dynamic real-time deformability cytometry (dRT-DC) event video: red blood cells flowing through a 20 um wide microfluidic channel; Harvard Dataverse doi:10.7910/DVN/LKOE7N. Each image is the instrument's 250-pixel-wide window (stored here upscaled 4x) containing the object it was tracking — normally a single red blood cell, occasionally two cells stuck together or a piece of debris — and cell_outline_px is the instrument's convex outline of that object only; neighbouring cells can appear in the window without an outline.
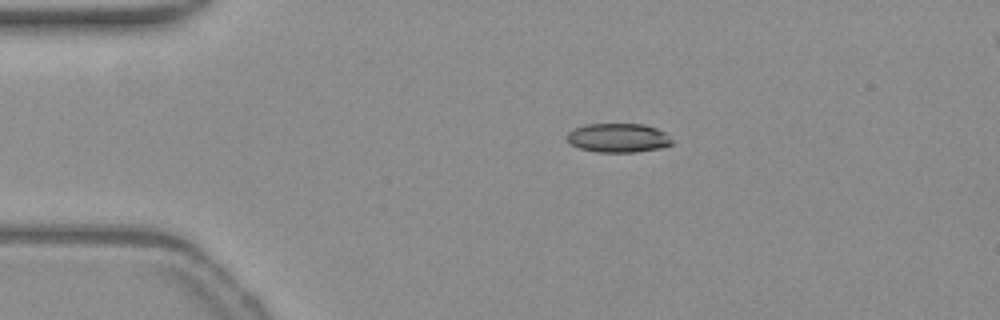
{"species": "common noctule bat (a hibernating species)", "species_latin": "Nyctalus noctula", "temperature_condition": "warm", "stored_images_in_passage": 44, "camera_frame_rate_fps": 3000, "um_per_image_px": 0.085, "animal": {"sex": "female", "body_mass_g": 19.3, "forearm_length_mm": 54.1}, "frame": {"image": 1, "passage_image": 1, "time_ms": 0.0, "image_size_px": [1000, 320], "cell_outline_px": [[672, 144], [660, 148], [636, 152], [600, 152], [580, 148], [572, 144], [568, 140], [568, 132], [576, 128], [588, 124], [644, 124], [656, 128], [664, 132], [672, 140]], "centroid_in_image_um": [52.58, 11.72], "position_along_channel_um": 32.4, "area_um2": 17.51}}
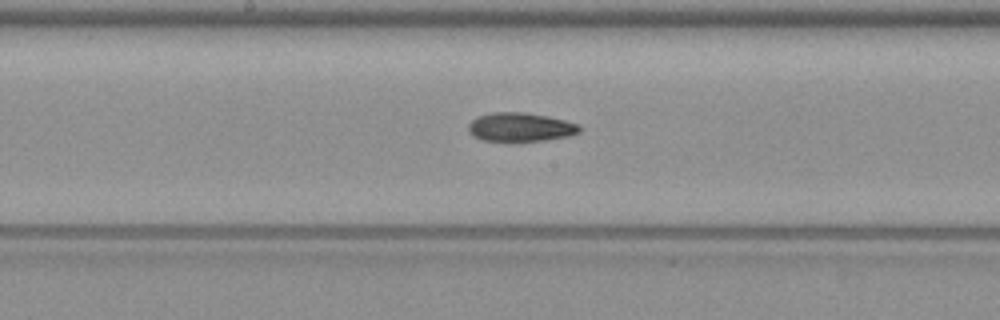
{"frame": {"image": 2, "passage_image": 18, "time_ms": 5.667, "image_size_px": [1000, 320], "cell_outline_px": [[580, 132], [568, 136], [544, 140], [512, 144], [508, 144], [484, 140], [472, 136], [468, 128], [468, 124], [476, 116], [492, 112], [524, 112], [548, 116], [564, 120], [576, 124], [580, 128]], "centroid_in_image_um": [44.17, 10.84], "position_along_channel_um": 204.0, "area_um2": 19.31}}
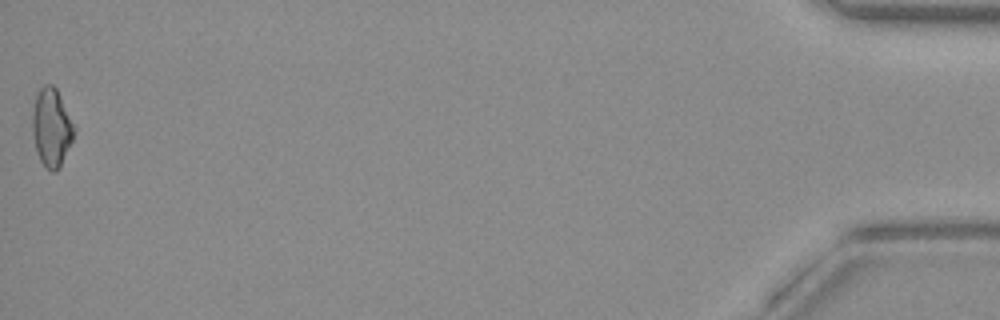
{"frame": {"image": 3, "passage_image": 44, "time_ms": 14.333, "image_size_px": [1000, 320], "cell_outline_px": [[76, 128], [72, 140], [60, 168], [56, 172], [52, 172], [40, 160], [36, 152], [32, 132], [32, 112], [36, 96], [40, 88], [44, 84], [52, 84], [56, 88]], "centroid_in_image_um": [4.37, 10.84], "position_along_channel_um": 430.8, "area_um2": 19.02}, "authors_computed_cell_mechanics": {"area_um2": 18.4671, "velocity_mm_per_s": 3.8258, "shape_relaxation_time_tau1_ms": 9.5172, "shape_relaxation_time_tau2_ms": null, "deformation_change_tau1": 0.1755, "deformation_change_tau2": null}}